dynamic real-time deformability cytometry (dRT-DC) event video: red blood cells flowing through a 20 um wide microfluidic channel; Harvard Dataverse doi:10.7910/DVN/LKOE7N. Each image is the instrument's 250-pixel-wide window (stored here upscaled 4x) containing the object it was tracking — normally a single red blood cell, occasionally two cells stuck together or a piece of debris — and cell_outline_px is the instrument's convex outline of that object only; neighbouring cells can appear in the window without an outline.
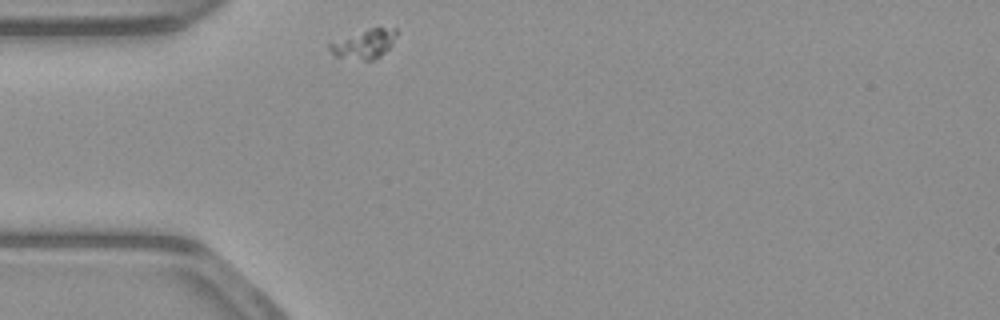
{"species": "common noctule bat (a hibernating species)", "species_latin": "Nyctalus noctula", "temperature_condition": "warm", "stored_images_in_passage": 30, "camera_frame_rate_fps": 3000, "um_per_image_px": 0.085, "animal": {"sex": "male", "body_mass_g": 23.1, "forearm_length_mm": 52.7}, "frame": {"image": 1, "passage_image": 1, "time_ms": 0.0, "image_size_px": [1000, 320], "cell_outline_px": [[396, 36], [392, 44], [376, 60], [364, 60], [336, 56], [328, 48], [328, 44], [372, 28], [396, 28]], "centroid_in_image_um": [31.0, 3.76], "position_along_channel_um": 54.0, "area_um2": 10.81}}
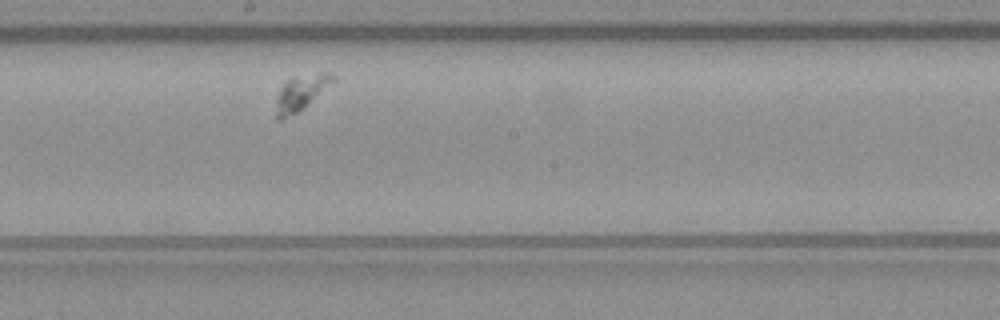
{"frame": {"image": 2, "passage_image": 16, "time_ms": 5.0, "image_size_px": [1000, 320], "cell_outline_px": [[336, 80], [300, 112], [280, 120], [276, 120], [276, 100], [280, 88], [288, 80], [320, 72], [328, 72], [336, 76]], "centroid_in_image_um": [25.6, 7.92], "position_along_channel_um": 222.6, "area_um2": 11.62}}
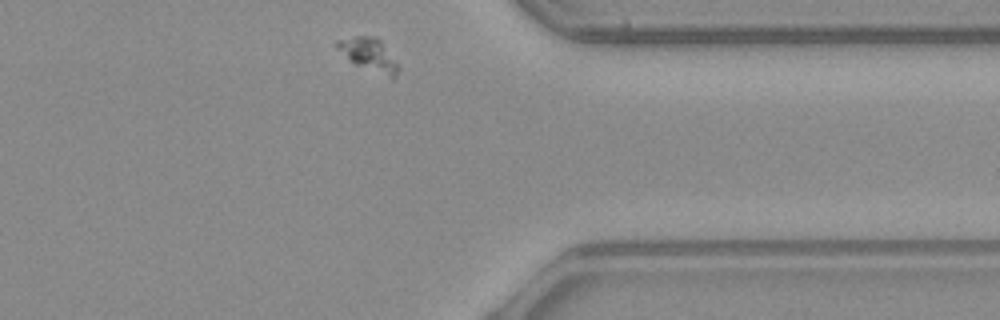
{"frame": {"image": 3, "passage_image": 30, "time_ms": 9.667, "image_size_px": [1000, 320], "cell_outline_px": [[396, 76], [392, 80], [356, 64], [336, 48], [336, 40], [352, 36], [376, 36], [380, 40], [396, 64]], "centroid_in_image_um": [31.32, 4.63], "position_along_channel_um": 380.1, "area_um2": 11.33}}